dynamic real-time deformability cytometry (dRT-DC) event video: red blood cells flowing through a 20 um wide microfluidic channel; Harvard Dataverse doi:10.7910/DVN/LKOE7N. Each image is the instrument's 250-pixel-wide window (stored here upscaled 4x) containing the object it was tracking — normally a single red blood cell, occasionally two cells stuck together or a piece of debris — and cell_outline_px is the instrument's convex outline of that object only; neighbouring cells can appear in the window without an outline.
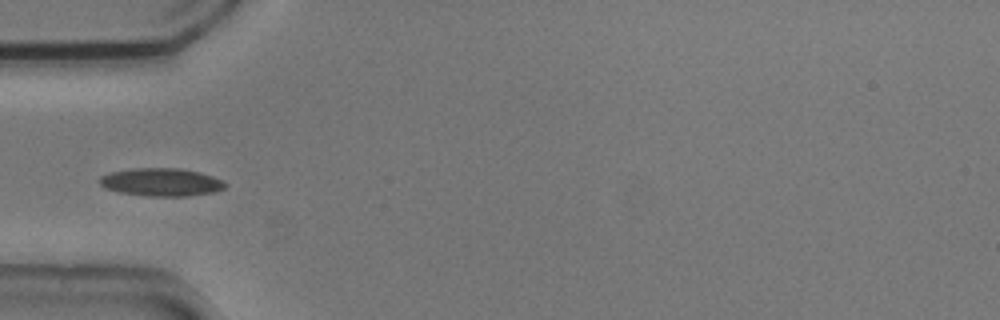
{"species": "common noctule bat (a hibernating species)", "species_latin": "Nyctalus noctula", "temperature_condition": "cold", "stored_images_in_passage": 4, "camera_frame_rate_fps": 3000, "um_per_image_px": 0.085, "animal": {"sex": "male", "body_mass_g": 20.5, "forearm_length_mm": 52.5}, "frame": {"image": 1, "passage_image": 4, "time_ms": 1.0, "image_size_px": [1000, 320], "cell_outline_px": [[228, 184], [224, 188], [216, 192], [188, 196], [148, 196], [120, 192], [104, 188], [100, 184], [100, 176], [112, 172], [132, 168], [180, 168], [200, 172], [224, 180]], "centroid_in_image_um": [13.75, 15.48], "position_along_channel_um": 71.2, "area_um2": 20.58}}